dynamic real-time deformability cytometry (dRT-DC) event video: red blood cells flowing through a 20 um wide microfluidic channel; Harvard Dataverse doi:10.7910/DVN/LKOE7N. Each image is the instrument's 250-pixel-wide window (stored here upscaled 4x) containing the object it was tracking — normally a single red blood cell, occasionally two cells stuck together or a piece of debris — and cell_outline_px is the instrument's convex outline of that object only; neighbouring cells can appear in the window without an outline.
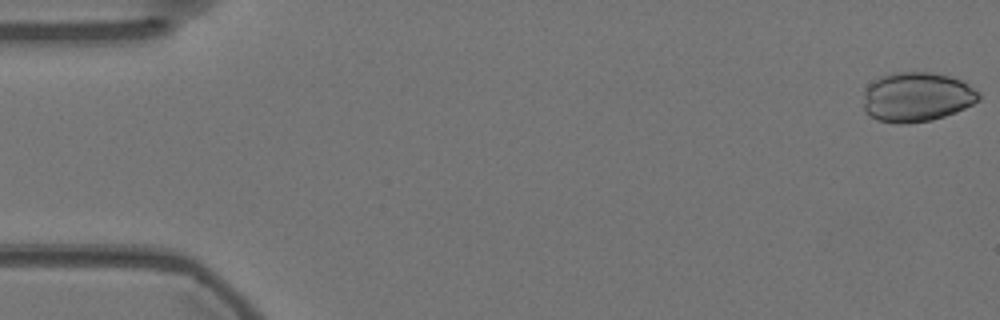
{"species": "Egyptian fruit bat (a non-hibernating species)", "species_latin": "Rousettus aegyptiacus", "temperature_condition": "warm", "stored_images_in_passage": 56, "camera_frame_rate_fps": 3000, "um_per_image_px": 0.085, "animal": {"sex": "female"}, "frame": {"image": 1, "passage_image": 1, "time_ms": 0.0, "image_size_px": [1000, 320], "cell_outline_px": [[980, 100], [956, 112], [932, 120], [908, 124], [900, 124], [876, 120], [864, 112], [864, 92], [868, 84], [880, 76], [892, 72], [932, 72], [948, 76], [960, 80], [968, 84], [980, 92]], "centroid_in_image_um": [77.9, 8.25], "position_along_channel_um": 7.1, "area_um2": 33.64}}
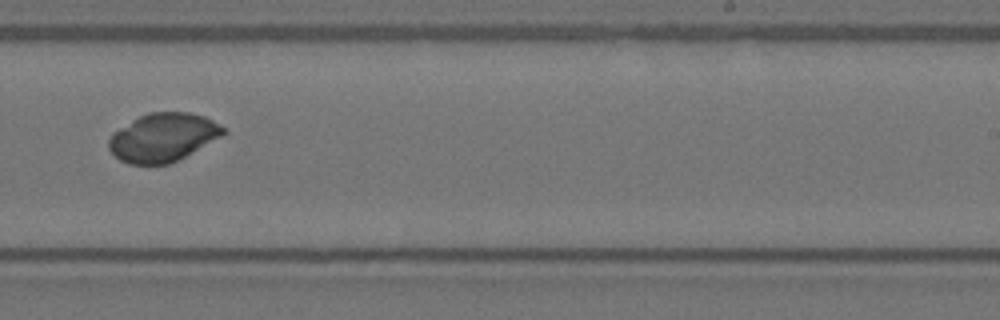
{"frame": {"image": 2, "passage_image": 35, "time_ms": 11.333, "image_size_px": [1000, 320], "cell_outline_px": [[228, 132], [184, 156], [168, 164], [128, 164], [120, 160], [108, 148], [108, 140], [112, 132], [132, 120], [148, 112], [192, 112], [204, 116], [212, 120], [224, 128]], "centroid_in_image_um": [13.82, 11.66], "position_along_channel_um": 275.2, "area_um2": 32.02}}
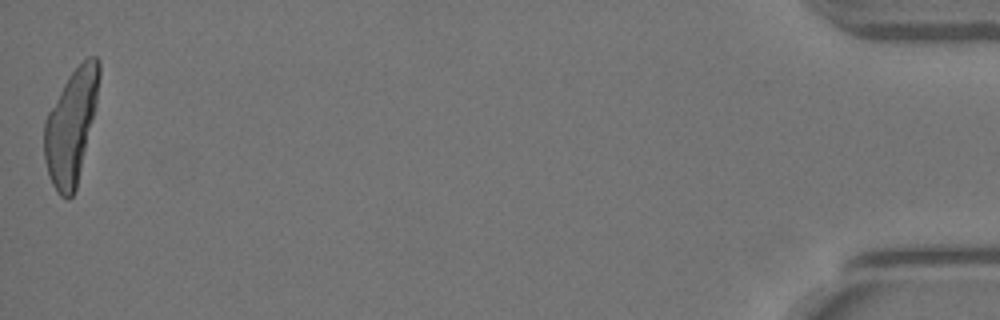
{"frame": {"image": 3, "passage_image": 56, "time_ms": 18.333, "image_size_px": [1000, 320], "cell_outline_px": [[100, 76], [96, 104], [76, 188], [72, 196], [68, 200], [60, 196], [56, 192], [52, 184], [44, 160], [44, 120], [48, 112], [68, 76], [88, 56], [96, 56], [100, 60]], "centroid_in_image_um": [6.03, 10.73], "position_along_channel_um": 429.2, "area_um2": 36.01}}